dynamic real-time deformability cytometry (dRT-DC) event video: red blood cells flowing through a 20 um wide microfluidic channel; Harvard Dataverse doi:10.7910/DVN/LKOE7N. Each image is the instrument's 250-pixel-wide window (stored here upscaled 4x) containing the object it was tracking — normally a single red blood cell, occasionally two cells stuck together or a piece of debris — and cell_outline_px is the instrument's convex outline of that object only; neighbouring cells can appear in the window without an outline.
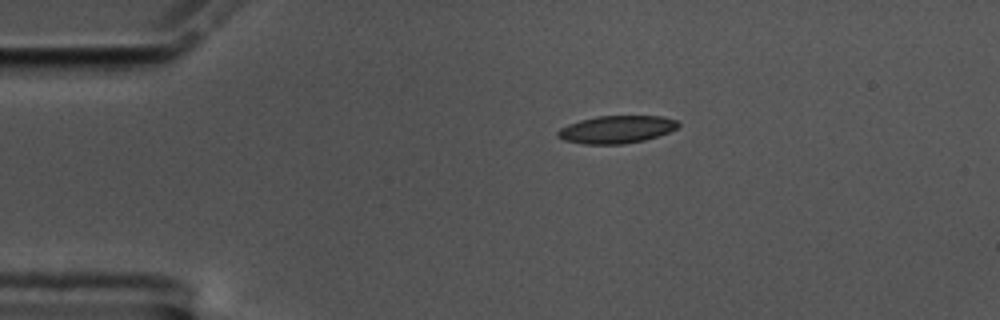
{"species": "common noctule bat (a hibernating species)", "species_latin": "Nyctalus noctula", "temperature_condition": "cold", "stored_images_in_passage": 47, "camera_frame_rate_fps": 3000, "um_per_image_px": 0.085, "animal": {"sex": "male", "body_mass_g": 17.5, "forearm_length_mm": 52.3}, "frame": {"image": 1, "passage_image": 1, "time_ms": 0.0, "image_size_px": [1000, 320], "cell_outline_px": [[680, 124], [676, 128], [668, 132], [644, 140], [624, 144], [584, 144], [564, 140], [556, 136], [556, 132], [560, 128], [568, 124], [580, 120], [596, 116], [664, 116], [676, 120]], "centroid_in_image_um": [52.37, 11.0], "position_along_channel_um": 32.6, "area_um2": 19.36}}
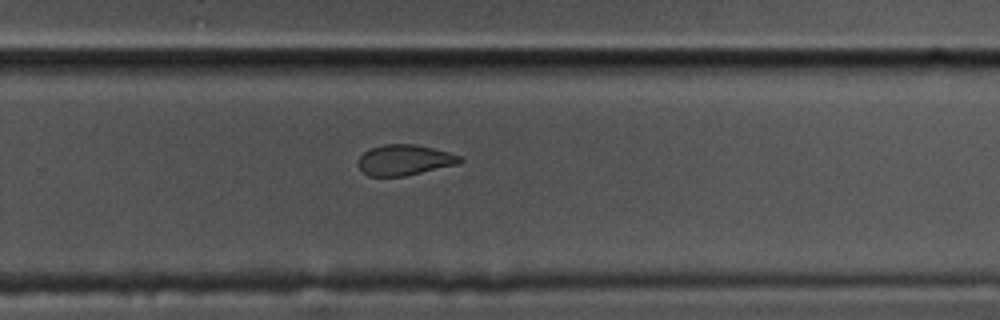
{"frame": {"image": 2, "passage_image": 27, "time_ms": 8.667, "image_size_px": [1000, 320], "cell_outline_px": [[464, 160], [456, 164], [404, 176], [368, 176], [360, 168], [360, 156], [364, 152], [372, 148], [384, 144], [416, 144], [448, 152], [460, 156]], "centroid_in_image_um": [34.39, 13.59], "position_along_channel_um": 295.4, "area_um2": 17.74}}
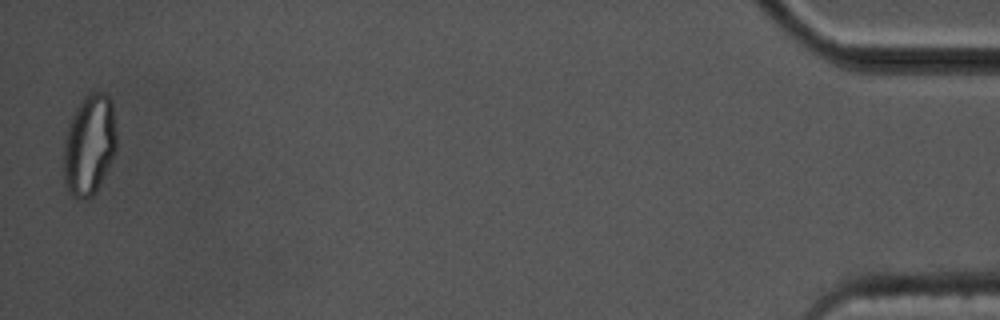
{"frame": {"image": 3, "passage_image": 46, "time_ms": 15.0, "image_size_px": [1000, 320], "cell_outline_px": [[116, 148], [112, 160], [100, 184], [92, 196], [84, 200], [72, 196], [64, 180], [64, 140], [72, 116], [76, 108], [84, 96], [92, 92], [104, 92], [112, 100], [116, 132]], "centroid_in_image_um": [7.6, 12.3], "position_along_channel_um": 427.6, "area_um2": 30.98}, "authors_computed_cell_mechanics": {"area_um2": 19.5942, "velocity_mm_per_s": 3.526, "shape_relaxation_time_tau1_ms": 9.3316, "shape_relaxation_time_tau2_ms": 2.9181, "deformation_change_tau1": 0.2166, "deformation_change_tau2": 0.0968}}